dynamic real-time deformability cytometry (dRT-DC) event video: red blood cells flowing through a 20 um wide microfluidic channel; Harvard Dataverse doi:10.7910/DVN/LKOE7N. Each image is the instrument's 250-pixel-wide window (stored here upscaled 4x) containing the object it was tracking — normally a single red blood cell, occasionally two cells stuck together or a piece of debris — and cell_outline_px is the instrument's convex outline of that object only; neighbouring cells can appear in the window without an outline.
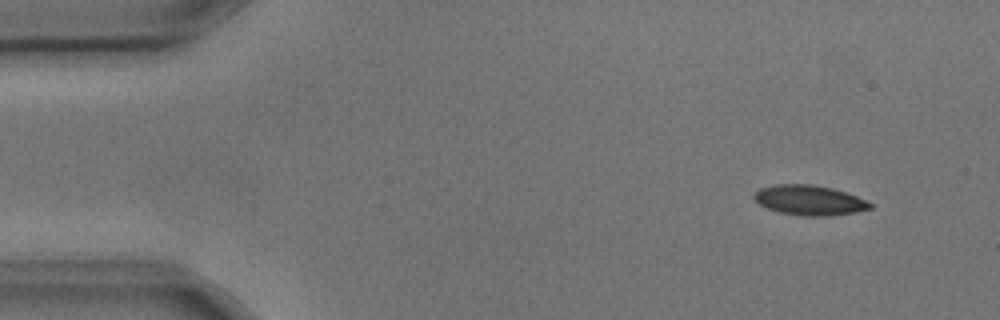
{"species": "common noctule bat (a hibernating species)", "species_latin": "Nyctalus noctula", "temperature_condition": "cold", "stored_images_in_passage": 4, "camera_frame_rate_fps": 3000, "um_per_image_px": 0.085, "animal": {"sex": "male", "body_mass_g": 17.9, "forearm_length_mm": 54.2}, "frame": {"image": 1, "passage_image": 1, "time_ms": 0.0, "image_size_px": [1000, 320], "cell_outline_px": [[872, 208], [856, 212], [828, 216], [804, 216], [780, 212], [768, 208], [760, 204], [752, 196], [760, 188], [776, 184], [812, 184], [832, 188], [856, 196], [872, 204]], "centroid_in_image_um": [68.79, 17.01], "position_along_channel_um": 16.2, "area_um2": 20.06}}
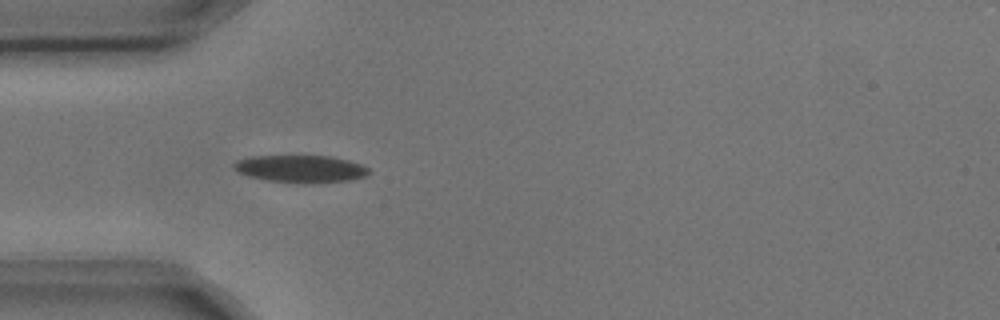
{"frame": {"image": 2, "passage_image": 4, "time_ms": 1.0, "image_size_px": [1000, 320], "cell_outline_px": [[372, 172], [364, 176], [348, 180], [312, 184], [300, 184], [268, 180], [248, 176], [232, 168], [232, 164], [236, 160], [248, 156], [332, 156], [348, 160], [360, 164], [368, 168]], "centroid_in_image_um": [25.53, 14.35], "position_along_channel_um": 59.5, "area_um2": 21.73}}